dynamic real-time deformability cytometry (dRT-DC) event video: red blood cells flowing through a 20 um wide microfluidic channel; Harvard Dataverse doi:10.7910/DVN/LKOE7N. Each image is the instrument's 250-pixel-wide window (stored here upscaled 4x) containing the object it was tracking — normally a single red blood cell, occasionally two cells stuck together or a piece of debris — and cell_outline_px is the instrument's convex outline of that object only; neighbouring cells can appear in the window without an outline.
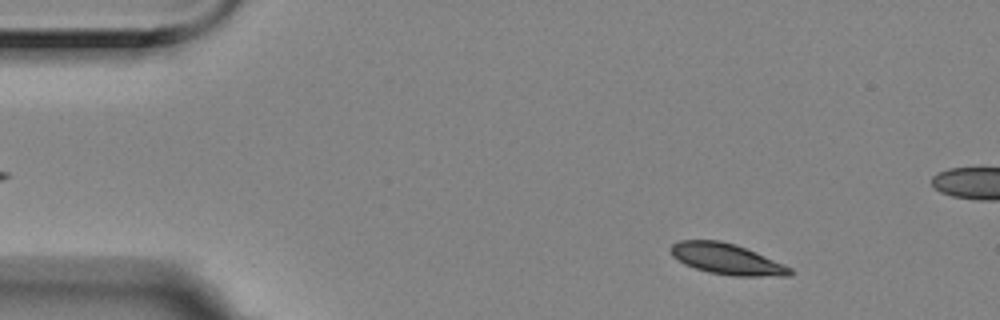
{"species": "Egyptian fruit bat (a non-hibernating species)", "species_latin": "Rousettus aegyptiacus", "temperature_condition": "room temperature", "stored_images_in_passage": 56, "camera_frame_rate_fps": 3000, "um_per_image_px": 0.085, "animal": {"sex": "female"}, "frame": {"image": 1, "passage_image": 6, "time_ms": 1.667, "image_size_px": [1000, 320], "cell_outline_px": [[796, 272], [792, 276], [732, 276], [708, 272], [684, 264], [672, 256], [668, 248], [672, 244], [680, 240], [720, 240], [756, 252], [784, 264], [792, 268]], "centroid_in_image_um": [61.79, 22.03], "position_along_channel_um": 23.2, "area_um2": 21.56}}
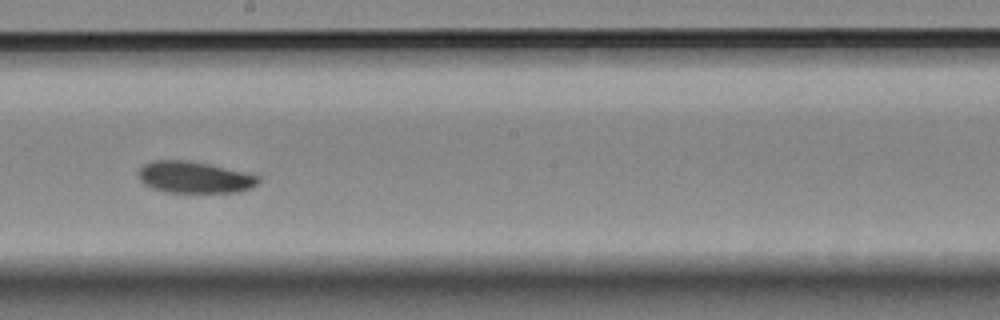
{"frame": {"image": 2, "passage_image": 30, "time_ms": 9.667, "image_size_px": [1000, 320], "cell_outline_px": [[260, 180], [252, 188], [236, 192], [164, 192], [152, 188], [144, 184], [140, 180], [140, 168], [144, 164], [152, 160], [188, 160], [208, 164], [260, 176]], "centroid_in_image_um": [16.51, 15.07], "position_along_channel_um": 231.7, "area_um2": 21.91}}
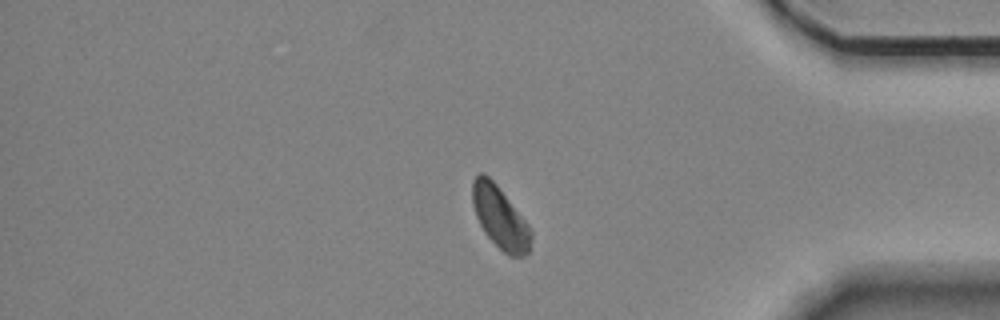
{"frame": {"image": 3, "passage_image": 46, "time_ms": 15.0, "image_size_px": [1000, 320], "cell_outline_px": [[532, 236], [528, 252], [524, 256], [508, 256], [484, 232], [476, 216], [472, 204], [472, 180], [480, 172], [484, 172], [496, 184], [528, 224], [532, 232]], "centroid_in_image_um": [42.49, 18.48], "position_along_channel_um": 392.7, "area_um2": 20.98}, "authors_computed_cell_mechanics": {"area_um2": 21.7906, "velocity_mm_per_s": 3.482, "shape_relaxation_time_tau1_ms": 5.8406, "shape_relaxation_time_tau2_ms": null, "deformation_change_tau1": 0.1279, "deformation_change_tau2": null}}